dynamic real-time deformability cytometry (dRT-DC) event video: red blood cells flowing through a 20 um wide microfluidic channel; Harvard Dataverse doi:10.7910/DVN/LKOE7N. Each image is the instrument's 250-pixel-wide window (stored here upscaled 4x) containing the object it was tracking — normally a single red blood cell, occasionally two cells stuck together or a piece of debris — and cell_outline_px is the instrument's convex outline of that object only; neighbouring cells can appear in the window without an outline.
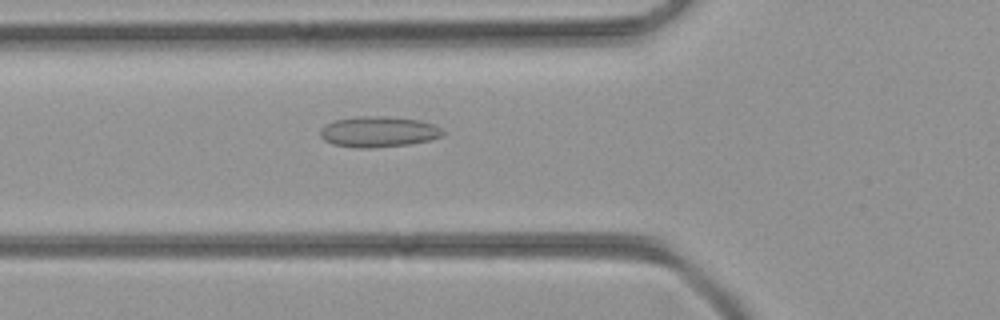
{"species": "common noctule bat (a hibernating species)", "species_latin": "Nyctalus noctula", "temperature_condition": "room temperature", "stored_images_in_passage": 47, "camera_frame_rate_fps": 3000, "um_per_image_px": 0.085, "animal": {"sex": "female", "body_mass_g": 21.9}, "frame": {"image": 1, "passage_image": 17, "time_ms": 5.333, "image_size_px": [1000, 320], "cell_outline_px": [[444, 132], [440, 136], [428, 140], [408, 144], [372, 148], [352, 148], [332, 144], [324, 140], [320, 136], [320, 128], [324, 124], [336, 120], [356, 116], [384, 116], [416, 120], [432, 124], [444, 128]], "centroid_in_image_um": [32.11, 11.2], "position_along_channel_um": 93.7, "area_um2": 21.96}}
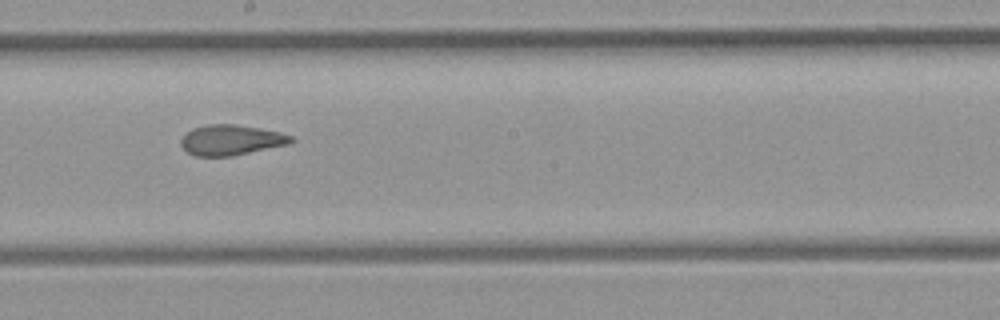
{"frame": {"image": 2, "passage_image": 26, "time_ms": 8.333, "image_size_px": [1000, 320], "cell_outline_px": [[296, 140], [288, 144], [232, 156], [196, 156], [188, 152], [180, 144], [180, 140], [192, 128], [208, 124], [232, 124], [260, 128], [280, 132], [292, 136]], "centroid_in_image_um": [19.65, 11.9], "position_along_channel_um": 228.6, "area_um2": 19.36}}
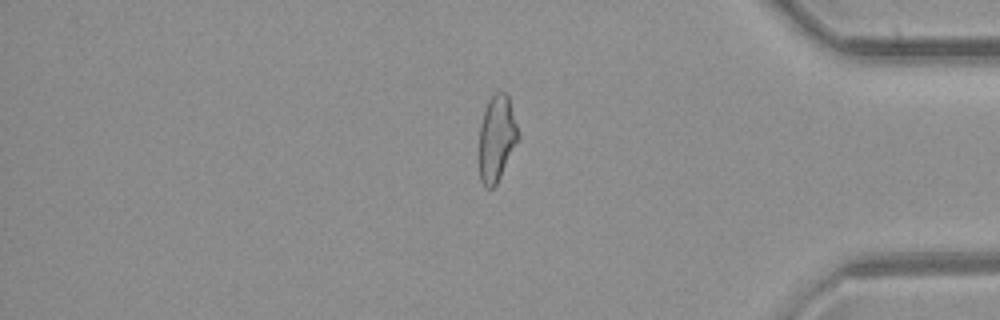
{"frame": {"image": 3, "passage_image": 39, "time_ms": 12.667, "image_size_px": [1000, 320], "cell_outline_px": [[520, 140], [496, 184], [492, 188], [484, 188], [480, 180], [480, 124], [488, 100], [496, 92], [508, 92], [520, 136]], "centroid_in_image_um": [42.25, 11.75], "position_along_channel_um": 392.9, "area_um2": 19.77}}